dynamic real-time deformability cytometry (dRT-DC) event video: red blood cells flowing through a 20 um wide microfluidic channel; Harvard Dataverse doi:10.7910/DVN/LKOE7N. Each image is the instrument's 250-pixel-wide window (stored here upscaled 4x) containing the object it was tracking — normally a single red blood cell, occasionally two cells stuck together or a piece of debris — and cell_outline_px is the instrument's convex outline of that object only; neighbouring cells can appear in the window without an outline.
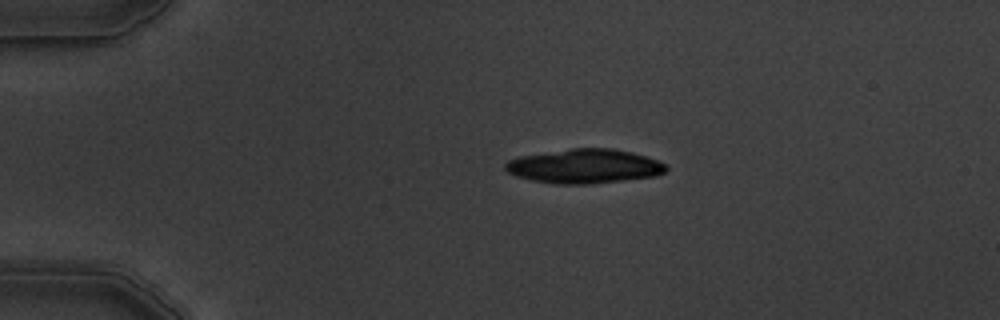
{"species": "common noctule bat (a hibernating species)", "species_latin": "Nyctalus noctula", "temperature_condition": "warm", "stored_images_in_passage": 6, "segment_of_instrument_passage": [2, 2], "camera_frame_rate_fps": 3000, "um_per_image_px": 0.085, "animal": {"sex": "male", "body_mass_g": 19.5, "forearm_length_mm": 54.6}, "frame": {"image": 1, "passage_image": 6, "time_ms": 6.667, "image_size_px": [1000, 320], "cell_outline_px": [[668, 168], [664, 172], [656, 176], [588, 184], [556, 184], [532, 180], [516, 176], [508, 172], [504, 168], [504, 164], [508, 160], [520, 156], [572, 148], [612, 148], [632, 152], [656, 160], [664, 164]], "centroid_in_image_um": [49.65, 14.13], "position_along_channel_um": 35.4, "area_um2": 31.91}}